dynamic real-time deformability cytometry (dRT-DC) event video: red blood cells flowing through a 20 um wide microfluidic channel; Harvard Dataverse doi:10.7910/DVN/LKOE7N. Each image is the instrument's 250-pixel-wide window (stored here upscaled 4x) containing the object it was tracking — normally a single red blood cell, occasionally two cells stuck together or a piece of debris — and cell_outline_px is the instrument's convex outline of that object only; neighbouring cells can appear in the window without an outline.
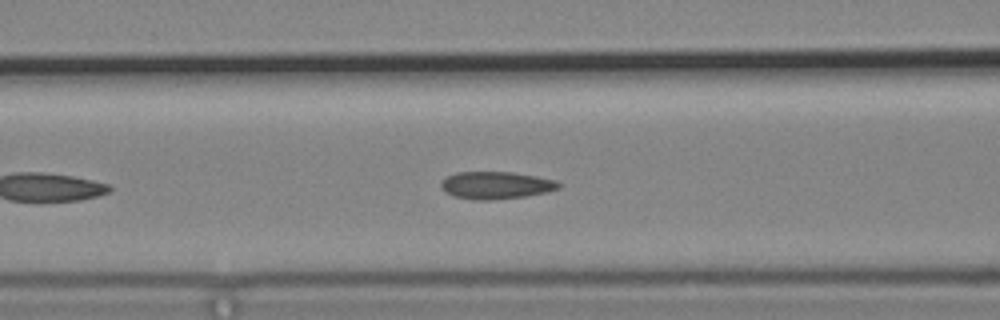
{"species": "common noctule bat (a hibernating species)", "species_latin": "Nyctalus noctula", "temperature_condition": "cold", "stored_images_in_passage": 16, "camera_frame_rate_fps": 3000, "um_per_image_px": 0.085, "animal": {"sex": "male", "body_mass_g": 19.2, "forearm_length_mm": 51.8}, "frame": {"image": 1, "passage_image": 5, "time_ms": 1.333, "image_size_px": [1000, 320], "cell_outline_px": [[560, 188], [544, 192], [524, 196], [488, 200], [476, 200], [456, 196], [444, 192], [440, 188], [440, 184], [448, 176], [456, 172], [512, 172], [536, 176], [556, 180], [560, 184]], "centroid_in_image_um": [42.14, 15.74], "position_along_channel_um": 124.5, "area_um2": 18.55}}